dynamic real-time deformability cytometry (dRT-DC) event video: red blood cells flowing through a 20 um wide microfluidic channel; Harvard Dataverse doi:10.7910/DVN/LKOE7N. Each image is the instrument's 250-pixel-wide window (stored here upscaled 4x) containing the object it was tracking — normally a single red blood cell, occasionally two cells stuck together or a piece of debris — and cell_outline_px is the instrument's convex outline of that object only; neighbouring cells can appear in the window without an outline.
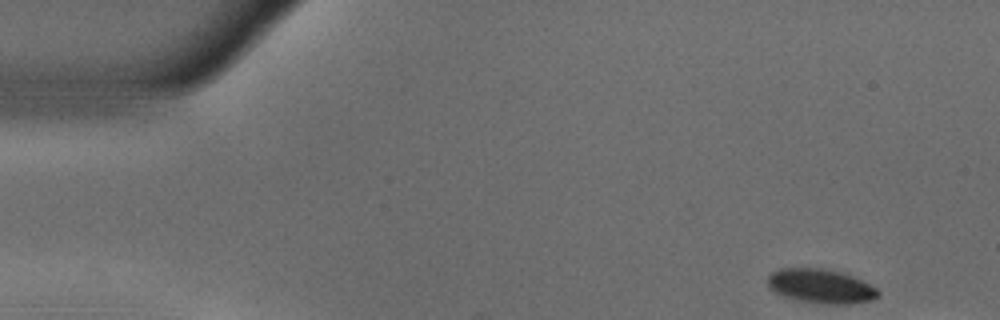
{"species": "common noctule bat (a hibernating species)", "species_latin": "Nyctalus noctula", "temperature_condition": "warm", "stored_images_in_passage": 17, "camera_frame_rate_fps": 3000, "um_per_image_px": 0.085, "animal": {"sex": "male", "body_mass_g": 18.8}, "frame": {"image": 1, "passage_image": 1, "time_ms": 0.0, "image_size_px": [1000, 320], "cell_outline_px": [[880, 296], [872, 300], [852, 304], [828, 304], [796, 300], [784, 296], [768, 288], [768, 276], [772, 272], [780, 268], [824, 268], [840, 272], [852, 276], [876, 288], [880, 292]], "centroid_in_image_um": [69.77, 24.33], "position_along_channel_um": 15.2, "area_um2": 22.02}}
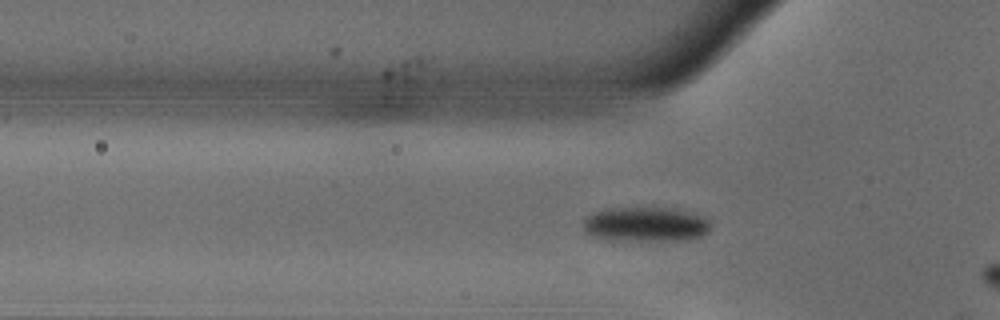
{"frame": {"image": 2, "passage_image": 14, "time_ms": 4.333, "image_size_px": [1000, 320], "cell_outline_px": [[708, 232], [700, 236], [688, 240], [608, 240], [592, 236], [584, 232], [584, 216], [592, 212], [608, 208], [672, 208], [696, 212], [704, 216], [708, 220]], "centroid_in_image_um": [54.86, 19.06], "position_along_channel_um": 70.9, "area_um2": 26.01}}